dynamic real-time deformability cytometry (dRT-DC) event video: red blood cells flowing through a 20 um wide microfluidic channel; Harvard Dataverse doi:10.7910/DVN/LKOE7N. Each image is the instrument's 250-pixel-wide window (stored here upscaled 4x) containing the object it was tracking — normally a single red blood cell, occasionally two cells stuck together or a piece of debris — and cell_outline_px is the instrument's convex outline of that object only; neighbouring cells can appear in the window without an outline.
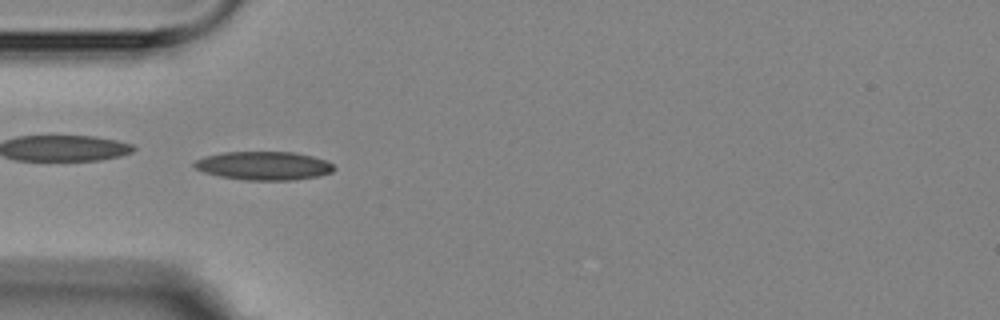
{"species": "Egyptian fruit bat (a non-hibernating species)", "species_latin": "Rousettus aegyptiacus", "temperature_condition": "room temperature", "stored_images_in_passage": 5, "camera_frame_rate_fps": 3000, "um_per_image_px": 0.085, "animal": {"sex": "female"}, "frame": {"image": 1, "passage_image": 4, "time_ms": 3.333, "image_size_px": [1000, 320], "cell_outline_px": [[336, 168], [332, 172], [316, 176], [292, 180], [244, 180], [220, 176], [204, 172], [196, 168], [192, 164], [196, 160], [204, 156], [224, 152], [292, 152], [312, 156], [324, 160], [332, 164]], "centroid_in_image_um": [22.4, 14.08], "position_along_channel_um": 62.6, "area_um2": 23.06}}
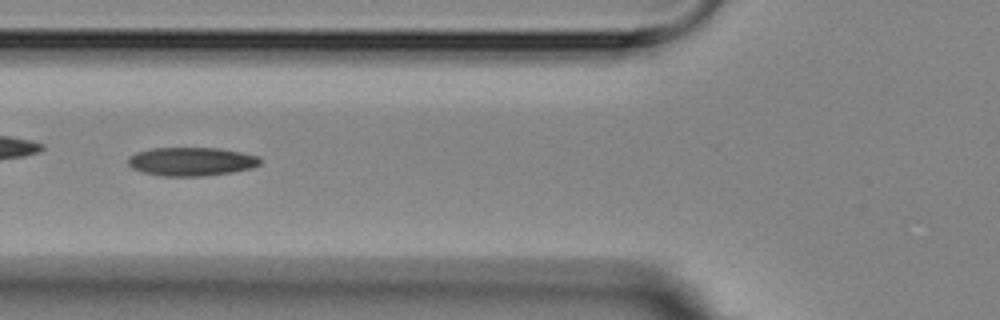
{"frame": {"image": 2, "passage_image": 5, "time_ms": 4.667, "image_size_px": [1000, 320], "cell_outline_px": [[260, 164], [252, 168], [232, 172], [204, 176], [164, 176], [144, 172], [132, 168], [128, 164], [128, 156], [136, 152], [152, 148], [220, 148], [260, 156]], "centroid_in_image_um": [16.27, 13.72], "position_along_channel_um": 109.5, "area_um2": 22.02}}